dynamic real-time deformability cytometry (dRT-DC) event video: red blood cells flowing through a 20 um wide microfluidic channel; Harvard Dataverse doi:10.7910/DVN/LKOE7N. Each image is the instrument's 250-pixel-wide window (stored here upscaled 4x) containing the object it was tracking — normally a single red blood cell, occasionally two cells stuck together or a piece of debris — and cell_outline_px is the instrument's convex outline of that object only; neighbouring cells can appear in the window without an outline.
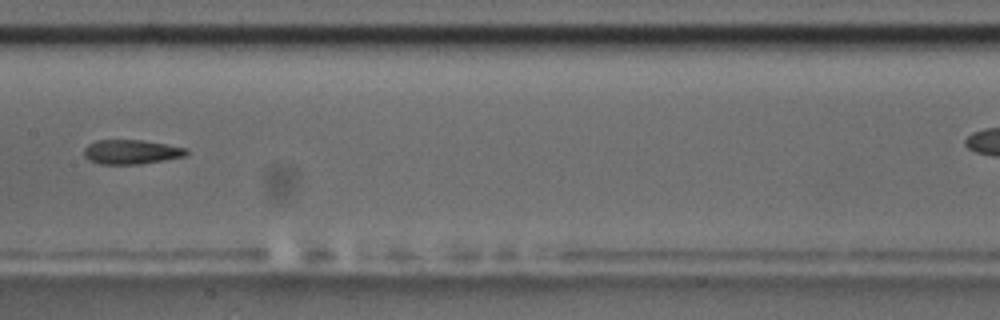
{"species": "common noctule bat (a hibernating species)", "species_latin": "Nyctalus noctula", "temperature_condition": "room temperature", "stored_images_in_passage": 14, "camera_frame_rate_fps": 3000, "um_per_image_px": 0.085, "animal": {"sex": "male", "body_mass_g": 17.5, "forearm_length_mm": 52.3}, "frame": {"image": 1, "passage_image": 8, "time_ms": 8.0, "image_size_px": [1000, 320], "cell_outline_px": [[188, 152], [184, 156], [164, 160], [140, 164], [100, 164], [88, 160], [84, 156], [84, 148], [88, 144], [96, 140], [140, 140], [188, 148]], "centroid_in_image_um": [11.12, 12.91], "position_along_channel_um": 196.3, "area_um2": 14.51}}